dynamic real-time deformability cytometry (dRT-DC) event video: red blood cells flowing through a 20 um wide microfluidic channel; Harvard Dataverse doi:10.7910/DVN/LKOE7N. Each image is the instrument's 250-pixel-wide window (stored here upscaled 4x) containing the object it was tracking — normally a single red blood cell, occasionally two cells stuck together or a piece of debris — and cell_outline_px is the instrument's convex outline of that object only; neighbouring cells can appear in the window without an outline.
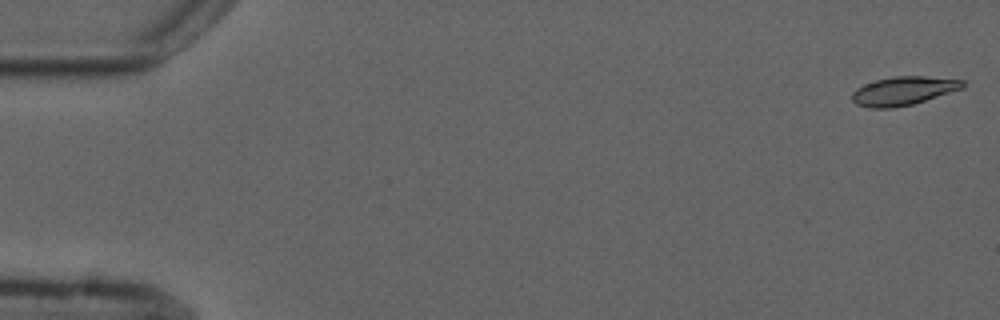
{"species": "common noctule bat (a hibernating species)", "species_latin": "Nyctalus noctula", "temperature_condition": "cold", "stored_images_in_passage": 8, "camera_frame_rate_fps": 3000, "um_per_image_px": 0.085, "animal": {"sex": "male", "forearm_length_mm": 52.5}, "frame": {"image": 1, "passage_image": 1, "time_ms": 0.0, "image_size_px": [1000, 320], "cell_outline_px": [[964, 88], [912, 104], [892, 108], [868, 108], [856, 104], [852, 100], [852, 92], [856, 88], [864, 84], [876, 80], [892, 76], [924, 76], [964, 80]], "centroid_in_image_um": [76.76, 7.72], "position_along_channel_um": 8.2, "area_um2": 18.44}}
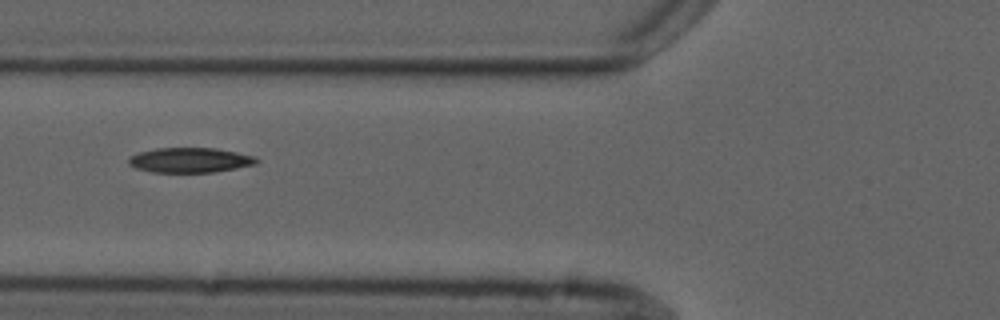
{"frame": {"image": 2, "passage_image": 6, "time_ms": 6.667, "image_size_px": [1000, 320], "cell_outline_px": [[260, 160], [256, 164], [236, 168], [212, 172], [152, 172], [136, 168], [128, 164], [128, 156], [140, 152], [156, 148], [216, 148], [236, 152], [252, 156]], "centroid_in_image_um": [16.12, 13.61], "position_along_channel_um": 109.7, "area_um2": 18.5}}
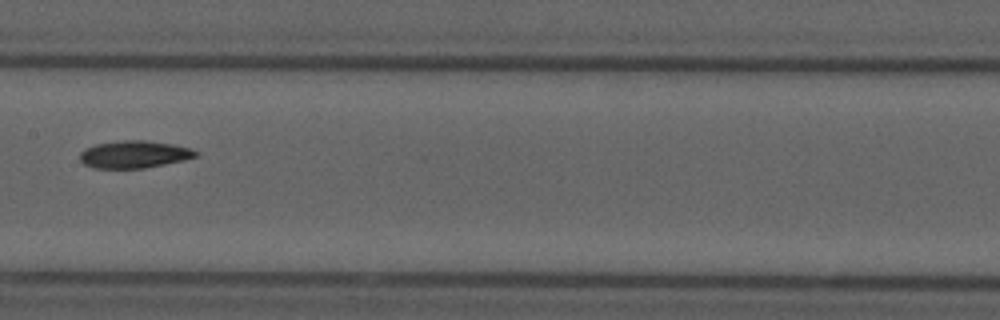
{"frame": {"image": 3, "passage_image": 8, "time_ms": 9.0, "image_size_px": [1000, 320], "cell_outline_px": [[200, 152], [196, 156], [184, 160], [144, 168], [92, 168], [84, 164], [80, 160], [80, 152], [84, 148], [96, 144], [124, 140], [144, 140], [172, 144], [192, 148]], "centroid_in_image_um": [11.4, 13.12], "position_along_channel_um": 196.0, "area_um2": 18.5}}